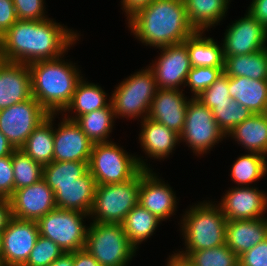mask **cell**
I'll list each match as a JSON object with an SVG mask.
<instances>
[{
    "instance_id": "cell-28",
    "label": "cell",
    "mask_w": 267,
    "mask_h": 266,
    "mask_svg": "<svg viewBox=\"0 0 267 266\" xmlns=\"http://www.w3.org/2000/svg\"><path fill=\"white\" fill-rule=\"evenodd\" d=\"M205 32L195 31L184 43L192 67L224 68L223 44L212 37H205Z\"/></svg>"
},
{
    "instance_id": "cell-5",
    "label": "cell",
    "mask_w": 267,
    "mask_h": 266,
    "mask_svg": "<svg viewBox=\"0 0 267 266\" xmlns=\"http://www.w3.org/2000/svg\"><path fill=\"white\" fill-rule=\"evenodd\" d=\"M147 160L113 141L94 143L88 168L97 185L117 184L133 179L142 169L151 170Z\"/></svg>"
},
{
    "instance_id": "cell-50",
    "label": "cell",
    "mask_w": 267,
    "mask_h": 266,
    "mask_svg": "<svg viewBox=\"0 0 267 266\" xmlns=\"http://www.w3.org/2000/svg\"><path fill=\"white\" fill-rule=\"evenodd\" d=\"M48 266H74V252H64Z\"/></svg>"
},
{
    "instance_id": "cell-26",
    "label": "cell",
    "mask_w": 267,
    "mask_h": 266,
    "mask_svg": "<svg viewBox=\"0 0 267 266\" xmlns=\"http://www.w3.org/2000/svg\"><path fill=\"white\" fill-rule=\"evenodd\" d=\"M247 151L267 157V113L252 114L236 125L227 135Z\"/></svg>"
},
{
    "instance_id": "cell-23",
    "label": "cell",
    "mask_w": 267,
    "mask_h": 266,
    "mask_svg": "<svg viewBox=\"0 0 267 266\" xmlns=\"http://www.w3.org/2000/svg\"><path fill=\"white\" fill-rule=\"evenodd\" d=\"M225 236L227 247L239 257L267 238V217L227 221Z\"/></svg>"
},
{
    "instance_id": "cell-41",
    "label": "cell",
    "mask_w": 267,
    "mask_h": 266,
    "mask_svg": "<svg viewBox=\"0 0 267 266\" xmlns=\"http://www.w3.org/2000/svg\"><path fill=\"white\" fill-rule=\"evenodd\" d=\"M18 20H46L45 0H13ZM46 11V12H45Z\"/></svg>"
},
{
    "instance_id": "cell-37",
    "label": "cell",
    "mask_w": 267,
    "mask_h": 266,
    "mask_svg": "<svg viewBox=\"0 0 267 266\" xmlns=\"http://www.w3.org/2000/svg\"><path fill=\"white\" fill-rule=\"evenodd\" d=\"M212 113L219 128L225 135L253 114L248 108L234 99L230 104L218 105L212 110Z\"/></svg>"
},
{
    "instance_id": "cell-52",
    "label": "cell",
    "mask_w": 267,
    "mask_h": 266,
    "mask_svg": "<svg viewBox=\"0 0 267 266\" xmlns=\"http://www.w3.org/2000/svg\"><path fill=\"white\" fill-rule=\"evenodd\" d=\"M6 58L0 44V68L6 63Z\"/></svg>"
},
{
    "instance_id": "cell-6",
    "label": "cell",
    "mask_w": 267,
    "mask_h": 266,
    "mask_svg": "<svg viewBox=\"0 0 267 266\" xmlns=\"http://www.w3.org/2000/svg\"><path fill=\"white\" fill-rule=\"evenodd\" d=\"M111 93V103L116 118L141 119L148 116L158 87L153 71L148 67L134 72L118 83Z\"/></svg>"
},
{
    "instance_id": "cell-44",
    "label": "cell",
    "mask_w": 267,
    "mask_h": 266,
    "mask_svg": "<svg viewBox=\"0 0 267 266\" xmlns=\"http://www.w3.org/2000/svg\"><path fill=\"white\" fill-rule=\"evenodd\" d=\"M13 0H0V37L17 21Z\"/></svg>"
},
{
    "instance_id": "cell-20",
    "label": "cell",
    "mask_w": 267,
    "mask_h": 266,
    "mask_svg": "<svg viewBox=\"0 0 267 266\" xmlns=\"http://www.w3.org/2000/svg\"><path fill=\"white\" fill-rule=\"evenodd\" d=\"M32 97L29 64L7 61L0 68V110Z\"/></svg>"
},
{
    "instance_id": "cell-8",
    "label": "cell",
    "mask_w": 267,
    "mask_h": 266,
    "mask_svg": "<svg viewBox=\"0 0 267 266\" xmlns=\"http://www.w3.org/2000/svg\"><path fill=\"white\" fill-rule=\"evenodd\" d=\"M141 171L131 180L97 185L89 213L91 222L122 223L126 215L139 203Z\"/></svg>"
},
{
    "instance_id": "cell-31",
    "label": "cell",
    "mask_w": 267,
    "mask_h": 266,
    "mask_svg": "<svg viewBox=\"0 0 267 266\" xmlns=\"http://www.w3.org/2000/svg\"><path fill=\"white\" fill-rule=\"evenodd\" d=\"M161 223V220L138 203L121 224L130 244L138 251L139 245L153 236Z\"/></svg>"
},
{
    "instance_id": "cell-9",
    "label": "cell",
    "mask_w": 267,
    "mask_h": 266,
    "mask_svg": "<svg viewBox=\"0 0 267 266\" xmlns=\"http://www.w3.org/2000/svg\"><path fill=\"white\" fill-rule=\"evenodd\" d=\"M89 214L56 208L37 221L39 235L51 239L64 252L85 248L87 230L84 219Z\"/></svg>"
},
{
    "instance_id": "cell-10",
    "label": "cell",
    "mask_w": 267,
    "mask_h": 266,
    "mask_svg": "<svg viewBox=\"0 0 267 266\" xmlns=\"http://www.w3.org/2000/svg\"><path fill=\"white\" fill-rule=\"evenodd\" d=\"M226 138L219 128L212 110L197 98H190L186 111L184 128L180 134V142H185L193 154L200 157L207 154L215 145Z\"/></svg>"
},
{
    "instance_id": "cell-12",
    "label": "cell",
    "mask_w": 267,
    "mask_h": 266,
    "mask_svg": "<svg viewBox=\"0 0 267 266\" xmlns=\"http://www.w3.org/2000/svg\"><path fill=\"white\" fill-rule=\"evenodd\" d=\"M158 49L161 54L148 66L155 75L158 89L183 90L192 68L186 44L181 42Z\"/></svg>"
},
{
    "instance_id": "cell-33",
    "label": "cell",
    "mask_w": 267,
    "mask_h": 266,
    "mask_svg": "<svg viewBox=\"0 0 267 266\" xmlns=\"http://www.w3.org/2000/svg\"><path fill=\"white\" fill-rule=\"evenodd\" d=\"M231 178L236 186L248 187L266 176L267 157L256 152L240 155L231 165Z\"/></svg>"
},
{
    "instance_id": "cell-22",
    "label": "cell",
    "mask_w": 267,
    "mask_h": 266,
    "mask_svg": "<svg viewBox=\"0 0 267 266\" xmlns=\"http://www.w3.org/2000/svg\"><path fill=\"white\" fill-rule=\"evenodd\" d=\"M96 181L89 170L74 183L56 184V207L89 214L94 202Z\"/></svg>"
},
{
    "instance_id": "cell-51",
    "label": "cell",
    "mask_w": 267,
    "mask_h": 266,
    "mask_svg": "<svg viewBox=\"0 0 267 266\" xmlns=\"http://www.w3.org/2000/svg\"><path fill=\"white\" fill-rule=\"evenodd\" d=\"M15 150L6 136L0 131V158L10 156Z\"/></svg>"
},
{
    "instance_id": "cell-40",
    "label": "cell",
    "mask_w": 267,
    "mask_h": 266,
    "mask_svg": "<svg viewBox=\"0 0 267 266\" xmlns=\"http://www.w3.org/2000/svg\"><path fill=\"white\" fill-rule=\"evenodd\" d=\"M196 98L210 110H213L218 105L230 104L233 98L230 97L229 93L228 76L223 73L221 77Z\"/></svg>"
},
{
    "instance_id": "cell-48",
    "label": "cell",
    "mask_w": 267,
    "mask_h": 266,
    "mask_svg": "<svg viewBox=\"0 0 267 266\" xmlns=\"http://www.w3.org/2000/svg\"><path fill=\"white\" fill-rule=\"evenodd\" d=\"M74 266H101L85 249L74 251Z\"/></svg>"
},
{
    "instance_id": "cell-2",
    "label": "cell",
    "mask_w": 267,
    "mask_h": 266,
    "mask_svg": "<svg viewBox=\"0 0 267 266\" xmlns=\"http://www.w3.org/2000/svg\"><path fill=\"white\" fill-rule=\"evenodd\" d=\"M126 23L134 38L156 49L184 42L195 32L187 18L184 0H154Z\"/></svg>"
},
{
    "instance_id": "cell-14",
    "label": "cell",
    "mask_w": 267,
    "mask_h": 266,
    "mask_svg": "<svg viewBox=\"0 0 267 266\" xmlns=\"http://www.w3.org/2000/svg\"><path fill=\"white\" fill-rule=\"evenodd\" d=\"M217 204L227 221L263 218L267 213V193L255 186H234L226 191Z\"/></svg>"
},
{
    "instance_id": "cell-1",
    "label": "cell",
    "mask_w": 267,
    "mask_h": 266,
    "mask_svg": "<svg viewBox=\"0 0 267 266\" xmlns=\"http://www.w3.org/2000/svg\"><path fill=\"white\" fill-rule=\"evenodd\" d=\"M54 21L17 20L0 37L6 61L30 64L40 60H52L67 54L71 46L80 40L76 30Z\"/></svg>"
},
{
    "instance_id": "cell-7",
    "label": "cell",
    "mask_w": 267,
    "mask_h": 266,
    "mask_svg": "<svg viewBox=\"0 0 267 266\" xmlns=\"http://www.w3.org/2000/svg\"><path fill=\"white\" fill-rule=\"evenodd\" d=\"M84 249L101 266H128L137 254L121 223L90 222Z\"/></svg>"
},
{
    "instance_id": "cell-25",
    "label": "cell",
    "mask_w": 267,
    "mask_h": 266,
    "mask_svg": "<svg viewBox=\"0 0 267 266\" xmlns=\"http://www.w3.org/2000/svg\"><path fill=\"white\" fill-rule=\"evenodd\" d=\"M230 97L253 114L267 113V80L228 77Z\"/></svg>"
},
{
    "instance_id": "cell-15",
    "label": "cell",
    "mask_w": 267,
    "mask_h": 266,
    "mask_svg": "<svg viewBox=\"0 0 267 266\" xmlns=\"http://www.w3.org/2000/svg\"><path fill=\"white\" fill-rule=\"evenodd\" d=\"M39 236L36 221L12 218L2 232V259L8 266H24Z\"/></svg>"
},
{
    "instance_id": "cell-39",
    "label": "cell",
    "mask_w": 267,
    "mask_h": 266,
    "mask_svg": "<svg viewBox=\"0 0 267 266\" xmlns=\"http://www.w3.org/2000/svg\"><path fill=\"white\" fill-rule=\"evenodd\" d=\"M63 253L64 251L51 239L39 235L24 266H48Z\"/></svg>"
},
{
    "instance_id": "cell-13",
    "label": "cell",
    "mask_w": 267,
    "mask_h": 266,
    "mask_svg": "<svg viewBox=\"0 0 267 266\" xmlns=\"http://www.w3.org/2000/svg\"><path fill=\"white\" fill-rule=\"evenodd\" d=\"M227 28L221 41L224 56L251 54L267 48V29L248 11Z\"/></svg>"
},
{
    "instance_id": "cell-4",
    "label": "cell",
    "mask_w": 267,
    "mask_h": 266,
    "mask_svg": "<svg viewBox=\"0 0 267 266\" xmlns=\"http://www.w3.org/2000/svg\"><path fill=\"white\" fill-rule=\"evenodd\" d=\"M215 202L203 200L185 210L178 223L185 241V248L181 251L204 250L226 244L227 220Z\"/></svg>"
},
{
    "instance_id": "cell-35",
    "label": "cell",
    "mask_w": 267,
    "mask_h": 266,
    "mask_svg": "<svg viewBox=\"0 0 267 266\" xmlns=\"http://www.w3.org/2000/svg\"><path fill=\"white\" fill-rule=\"evenodd\" d=\"M14 171V191L30 186L40 181L43 177V165L34 161L22 150L16 149L11 154Z\"/></svg>"
},
{
    "instance_id": "cell-53",
    "label": "cell",
    "mask_w": 267,
    "mask_h": 266,
    "mask_svg": "<svg viewBox=\"0 0 267 266\" xmlns=\"http://www.w3.org/2000/svg\"><path fill=\"white\" fill-rule=\"evenodd\" d=\"M2 250H3L2 233H0V258H2Z\"/></svg>"
},
{
    "instance_id": "cell-17",
    "label": "cell",
    "mask_w": 267,
    "mask_h": 266,
    "mask_svg": "<svg viewBox=\"0 0 267 266\" xmlns=\"http://www.w3.org/2000/svg\"><path fill=\"white\" fill-rule=\"evenodd\" d=\"M153 170H141V185L139 190V204L155 215L159 220L165 221L176 214V193L162 177ZM175 212V213H174Z\"/></svg>"
},
{
    "instance_id": "cell-49",
    "label": "cell",
    "mask_w": 267,
    "mask_h": 266,
    "mask_svg": "<svg viewBox=\"0 0 267 266\" xmlns=\"http://www.w3.org/2000/svg\"><path fill=\"white\" fill-rule=\"evenodd\" d=\"M170 255L167 257L166 266H194L188 257L181 255L177 251Z\"/></svg>"
},
{
    "instance_id": "cell-32",
    "label": "cell",
    "mask_w": 267,
    "mask_h": 266,
    "mask_svg": "<svg viewBox=\"0 0 267 266\" xmlns=\"http://www.w3.org/2000/svg\"><path fill=\"white\" fill-rule=\"evenodd\" d=\"M114 119L116 120L112 103L87 114L78 116L74 121L79 125L85 135L94 143L111 141Z\"/></svg>"
},
{
    "instance_id": "cell-36",
    "label": "cell",
    "mask_w": 267,
    "mask_h": 266,
    "mask_svg": "<svg viewBox=\"0 0 267 266\" xmlns=\"http://www.w3.org/2000/svg\"><path fill=\"white\" fill-rule=\"evenodd\" d=\"M188 257L194 266H239V257L227 244L197 251H177Z\"/></svg>"
},
{
    "instance_id": "cell-18",
    "label": "cell",
    "mask_w": 267,
    "mask_h": 266,
    "mask_svg": "<svg viewBox=\"0 0 267 266\" xmlns=\"http://www.w3.org/2000/svg\"><path fill=\"white\" fill-rule=\"evenodd\" d=\"M61 116L54 126V161L89 162L93 143L74 120Z\"/></svg>"
},
{
    "instance_id": "cell-46",
    "label": "cell",
    "mask_w": 267,
    "mask_h": 266,
    "mask_svg": "<svg viewBox=\"0 0 267 266\" xmlns=\"http://www.w3.org/2000/svg\"><path fill=\"white\" fill-rule=\"evenodd\" d=\"M13 218L10 199L0 198V233L8 226Z\"/></svg>"
},
{
    "instance_id": "cell-34",
    "label": "cell",
    "mask_w": 267,
    "mask_h": 266,
    "mask_svg": "<svg viewBox=\"0 0 267 266\" xmlns=\"http://www.w3.org/2000/svg\"><path fill=\"white\" fill-rule=\"evenodd\" d=\"M88 163L53 161L43 165L42 179L54 192L56 191V184L74 183L76 179L82 177L89 170Z\"/></svg>"
},
{
    "instance_id": "cell-42",
    "label": "cell",
    "mask_w": 267,
    "mask_h": 266,
    "mask_svg": "<svg viewBox=\"0 0 267 266\" xmlns=\"http://www.w3.org/2000/svg\"><path fill=\"white\" fill-rule=\"evenodd\" d=\"M14 193V171L11 155L0 158V198H10Z\"/></svg>"
},
{
    "instance_id": "cell-24",
    "label": "cell",
    "mask_w": 267,
    "mask_h": 266,
    "mask_svg": "<svg viewBox=\"0 0 267 266\" xmlns=\"http://www.w3.org/2000/svg\"><path fill=\"white\" fill-rule=\"evenodd\" d=\"M107 94L100 85L87 81V78L85 80L83 76L76 86L70 103L60 115L75 120L78 116L105 108L111 103V97Z\"/></svg>"
},
{
    "instance_id": "cell-19",
    "label": "cell",
    "mask_w": 267,
    "mask_h": 266,
    "mask_svg": "<svg viewBox=\"0 0 267 266\" xmlns=\"http://www.w3.org/2000/svg\"><path fill=\"white\" fill-rule=\"evenodd\" d=\"M183 91L179 89H158L147 117L180 135L184 128L190 98H187Z\"/></svg>"
},
{
    "instance_id": "cell-3",
    "label": "cell",
    "mask_w": 267,
    "mask_h": 266,
    "mask_svg": "<svg viewBox=\"0 0 267 266\" xmlns=\"http://www.w3.org/2000/svg\"><path fill=\"white\" fill-rule=\"evenodd\" d=\"M64 56L29 64L32 96L49 114L64 111L83 78L76 63L65 61Z\"/></svg>"
},
{
    "instance_id": "cell-16",
    "label": "cell",
    "mask_w": 267,
    "mask_h": 266,
    "mask_svg": "<svg viewBox=\"0 0 267 266\" xmlns=\"http://www.w3.org/2000/svg\"><path fill=\"white\" fill-rule=\"evenodd\" d=\"M9 199L13 217L20 220L37 222L57 208L54 192L43 179L15 190Z\"/></svg>"
},
{
    "instance_id": "cell-47",
    "label": "cell",
    "mask_w": 267,
    "mask_h": 266,
    "mask_svg": "<svg viewBox=\"0 0 267 266\" xmlns=\"http://www.w3.org/2000/svg\"><path fill=\"white\" fill-rule=\"evenodd\" d=\"M154 0H121V9L128 19L140 8L148 6Z\"/></svg>"
},
{
    "instance_id": "cell-43",
    "label": "cell",
    "mask_w": 267,
    "mask_h": 266,
    "mask_svg": "<svg viewBox=\"0 0 267 266\" xmlns=\"http://www.w3.org/2000/svg\"><path fill=\"white\" fill-rule=\"evenodd\" d=\"M239 266H267V238L240 255Z\"/></svg>"
},
{
    "instance_id": "cell-11",
    "label": "cell",
    "mask_w": 267,
    "mask_h": 266,
    "mask_svg": "<svg viewBox=\"0 0 267 266\" xmlns=\"http://www.w3.org/2000/svg\"><path fill=\"white\" fill-rule=\"evenodd\" d=\"M49 113L34 98L0 110V131L15 149H20Z\"/></svg>"
},
{
    "instance_id": "cell-30",
    "label": "cell",
    "mask_w": 267,
    "mask_h": 266,
    "mask_svg": "<svg viewBox=\"0 0 267 266\" xmlns=\"http://www.w3.org/2000/svg\"><path fill=\"white\" fill-rule=\"evenodd\" d=\"M224 57L223 72L226 76L267 80V48L251 54Z\"/></svg>"
},
{
    "instance_id": "cell-29",
    "label": "cell",
    "mask_w": 267,
    "mask_h": 266,
    "mask_svg": "<svg viewBox=\"0 0 267 266\" xmlns=\"http://www.w3.org/2000/svg\"><path fill=\"white\" fill-rule=\"evenodd\" d=\"M59 114H49V116L39 124L25 144L20 148L26 155L42 165L54 161V119Z\"/></svg>"
},
{
    "instance_id": "cell-54",
    "label": "cell",
    "mask_w": 267,
    "mask_h": 266,
    "mask_svg": "<svg viewBox=\"0 0 267 266\" xmlns=\"http://www.w3.org/2000/svg\"><path fill=\"white\" fill-rule=\"evenodd\" d=\"M0 266H8L2 258H0Z\"/></svg>"
},
{
    "instance_id": "cell-21",
    "label": "cell",
    "mask_w": 267,
    "mask_h": 266,
    "mask_svg": "<svg viewBox=\"0 0 267 266\" xmlns=\"http://www.w3.org/2000/svg\"><path fill=\"white\" fill-rule=\"evenodd\" d=\"M141 130L139 133L140 147L143 149L146 158L152 157L155 160L169 158L180 144V135L167 128L165 125L146 117L140 121Z\"/></svg>"
},
{
    "instance_id": "cell-38",
    "label": "cell",
    "mask_w": 267,
    "mask_h": 266,
    "mask_svg": "<svg viewBox=\"0 0 267 266\" xmlns=\"http://www.w3.org/2000/svg\"><path fill=\"white\" fill-rule=\"evenodd\" d=\"M224 68L213 67H192L188 73L185 87L190 88L191 97L196 98L205 89L210 87L219 77L222 76Z\"/></svg>"
},
{
    "instance_id": "cell-27",
    "label": "cell",
    "mask_w": 267,
    "mask_h": 266,
    "mask_svg": "<svg viewBox=\"0 0 267 266\" xmlns=\"http://www.w3.org/2000/svg\"><path fill=\"white\" fill-rule=\"evenodd\" d=\"M229 2L231 0H184L191 27L205 32L219 25L226 17Z\"/></svg>"
},
{
    "instance_id": "cell-45",
    "label": "cell",
    "mask_w": 267,
    "mask_h": 266,
    "mask_svg": "<svg viewBox=\"0 0 267 266\" xmlns=\"http://www.w3.org/2000/svg\"><path fill=\"white\" fill-rule=\"evenodd\" d=\"M247 11L267 29V0H252Z\"/></svg>"
}]
</instances>
